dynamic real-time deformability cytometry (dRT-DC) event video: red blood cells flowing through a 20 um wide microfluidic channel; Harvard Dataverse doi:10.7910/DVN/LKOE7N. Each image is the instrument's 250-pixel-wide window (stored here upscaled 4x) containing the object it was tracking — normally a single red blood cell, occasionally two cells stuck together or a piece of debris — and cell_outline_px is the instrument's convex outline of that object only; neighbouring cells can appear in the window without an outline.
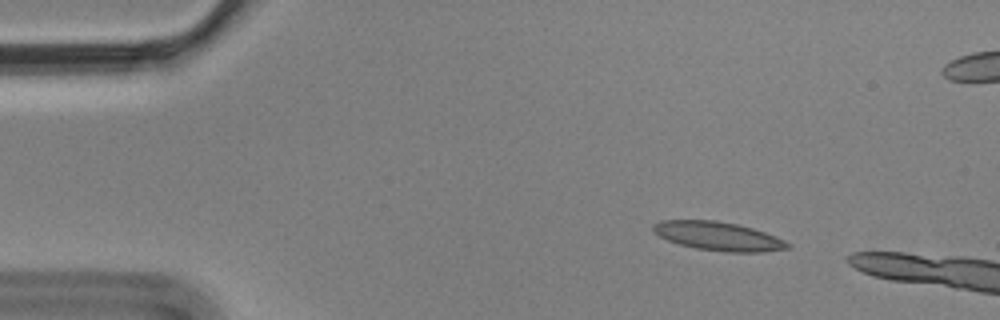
{"species": "Egyptian fruit bat (a non-hibernating species)", "species_latin": "Rousettus aegyptiacus", "temperature_condition": "cold", "stored_images_in_passage": 3, "camera_frame_rate_fps": 3000, "um_per_image_px": 0.085, "animal": {"sex": "male"}, "frame": {"image": 1, "passage_image": 2, "time_ms": 0.333, "image_size_px": [1000, 320], "cell_outline_px": [[792, 244], [788, 248], [764, 252], [728, 252], [696, 248], [680, 244], [668, 240], [660, 236], [652, 228], [652, 224], [660, 220], [716, 220], [736, 224], [752, 228], [776, 236]], "centroid_in_image_um": [61.07, 20.07], "position_along_channel_um": 23.9, "area_um2": 22.37}}